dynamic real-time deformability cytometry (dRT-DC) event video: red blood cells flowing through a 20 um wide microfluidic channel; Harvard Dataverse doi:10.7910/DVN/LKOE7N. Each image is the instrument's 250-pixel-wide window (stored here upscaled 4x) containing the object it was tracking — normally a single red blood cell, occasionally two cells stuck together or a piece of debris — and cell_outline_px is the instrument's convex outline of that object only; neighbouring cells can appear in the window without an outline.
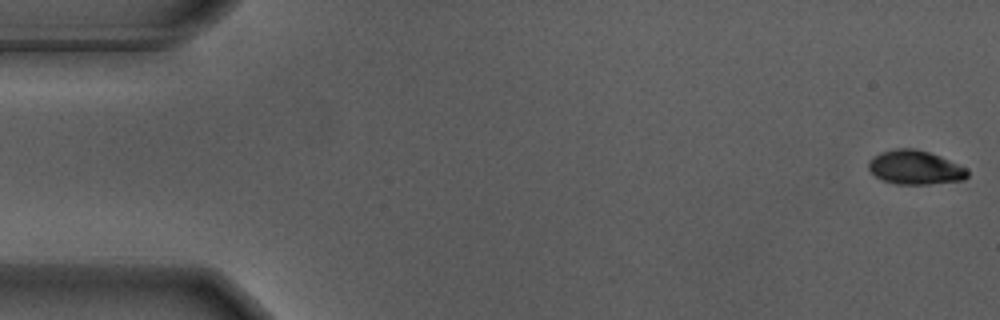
{"species": "Egyptian fruit bat (a non-hibernating species)", "species_latin": "Rousettus aegyptiacus", "temperature_condition": "warm", "stored_images_in_passage": 17, "camera_frame_rate_fps": 3000, "um_per_image_px": 0.085, "animal": {"sex": "male"}, "frame": {"image": 1, "passage_image": 1, "time_ms": 0.0, "image_size_px": [1000, 320], "cell_outline_px": [[968, 176], [964, 180], [928, 184], [896, 184], [884, 180], [876, 176], [868, 168], [868, 160], [872, 156], [880, 152], [896, 148], [916, 148], [940, 156], [968, 168]], "centroid_in_image_um": [77.79, 14.22], "position_along_channel_um": 7.2, "area_um2": 19.71}}
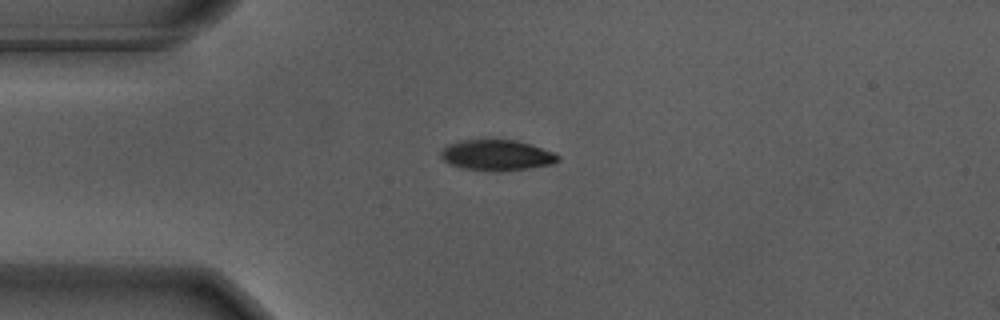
{"frame": {"image": 2, "passage_image": 14, "time_ms": 4.333, "image_size_px": [1000, 320], "cell_outline_px": [[560, 160], [552, 164], [528, 168], [464, 168], [452, 164], [444, 160], [440, 156], [440, 152], [448, 144], [456, 140], [488, 136], [516, 140], [552, 152], [560, 156]], "centroid_in_image_um": [42.17, 13.08], "position_along_channel_um": 42.8, "area_um2": 20.69}}